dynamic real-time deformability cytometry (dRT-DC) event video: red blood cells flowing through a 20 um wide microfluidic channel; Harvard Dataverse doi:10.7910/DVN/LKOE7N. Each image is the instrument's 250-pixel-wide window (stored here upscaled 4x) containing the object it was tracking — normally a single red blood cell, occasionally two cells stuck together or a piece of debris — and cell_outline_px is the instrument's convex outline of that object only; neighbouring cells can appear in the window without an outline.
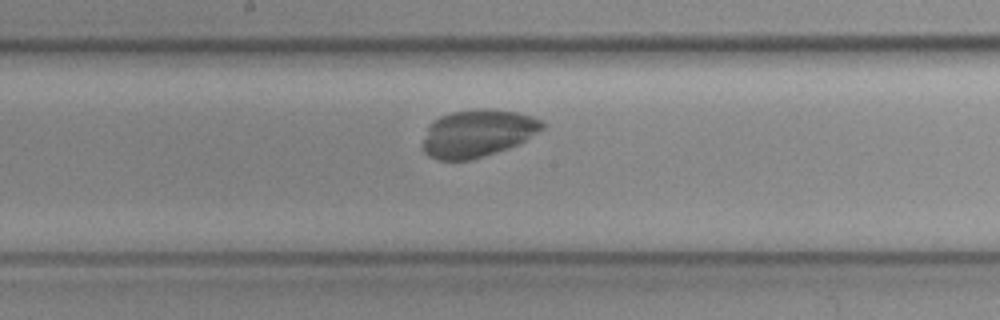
{"species": "common noctule bat (a hibernating species)", "species_latin": "Nyctalus noctula", "temperature_condition": "cold", "stored_images_in_passage": 28, "camera_frame_rate_fps": 3000, "um_per_image_px": 0.085, "animal": {"sex": "female", "body_mass_g": 19.3, "forearm_length_mm": 54.1}, "frame": {"image": 1, "passage_image": 13, "time_ms": 4.0, "image_size_px": [1000, 320], "cell_outline_px": [[544, 128], [524, 140], [508, 148], [472, 160], [440, 160], [428, 156], [424, 152], [424, 140], [428, 128], [440, 116], [452, 112], [476, 108], [484, 108], [520, 112], [532, 116], [540, 120], [544, 124]], "centroid_in_image_um": [40.61, 11.32], "position_along_channel_um": 207.6, "area_um2": 32.71}}